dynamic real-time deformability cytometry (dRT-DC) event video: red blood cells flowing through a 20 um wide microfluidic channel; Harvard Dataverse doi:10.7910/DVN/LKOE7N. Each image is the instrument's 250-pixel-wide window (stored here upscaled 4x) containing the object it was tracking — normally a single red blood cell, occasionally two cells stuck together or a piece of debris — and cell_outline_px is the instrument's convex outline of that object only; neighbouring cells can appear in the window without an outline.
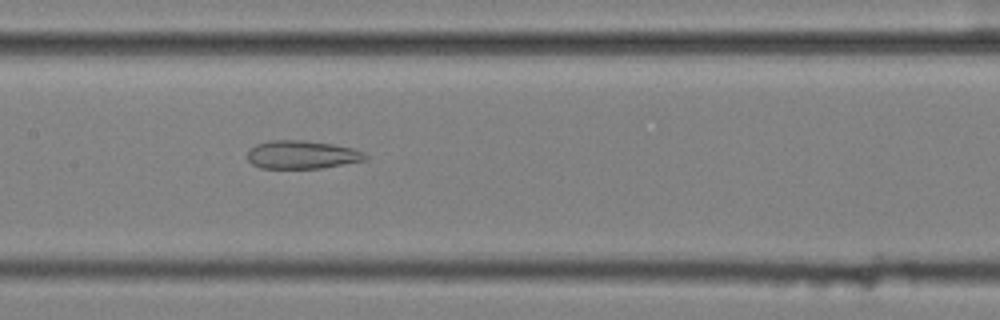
{"species": "common noctule bat (a hibernating species)", "species_latin": "Nyctalus noctula", "temperature_condition": "cold", "stored_images_in_passage": 57, "segment_of_instrument_passage": [2, 2], "camera_frame_rate_fps": 3000, "um_per_image_px": 0.085, "animal": {"sex": "female", "body_mass_g": 25.1}, "frame": {"image": 1, "passage_image": 29, "time_ms": 9.333, "image_size_px": [1000, 320], "cell_outline_px": [[368, 156], [364, 160], [320, 168], [260, 168], [252, 164], [248, 160], [248, 148], [256, 144], [268, 140], [304, 140], [332, 144], [352, 148]], "centroid_in_image_um": [25.58, 13.14], "position_along_channel_um": 181.8, "area_um2": 19.25}}
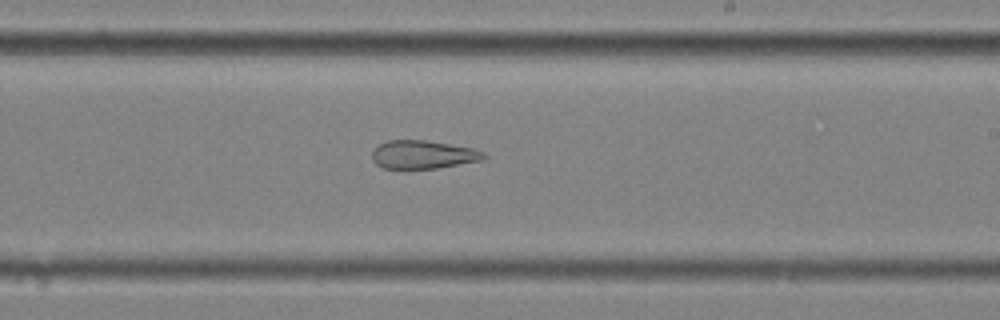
{"frame": {"image": 2, "passage_image": 35, "time_ms": 11.333, "image_size_px": [1000, 320], "cell_outline_px": [[488, 156], [484, 160], [436, 168], [384, 168], [376, 164], [372, 160], [372, 152], [380, 144], [388, 140], [424, 140], [472, 148], [484, 152]], "centroid_in_image_um": [35.98, 13.14], "position_along_channel_um": 253.0, "area_um2": 18.26}}
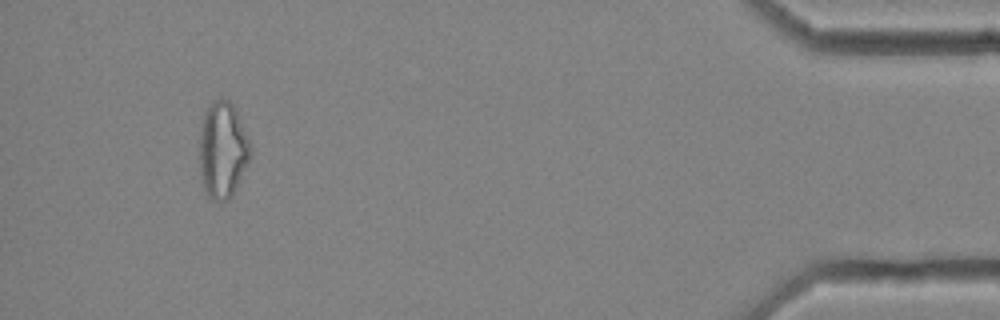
{"frame": {"image": 3, "passage_image": 54, "time_ms": 17.667, "image_size_px": [1000, 320], "cell_outline_px": [[252, 152], [236, 188], [232, 196], [228, 200], [212, 200], [208, 196], [204, 188], [200, 176], [200, 124], [204, 112], [212, 100], [220, 96], [228, 100], [236, 108], [252, 148]], "centroid_in_image_um": [18.92, 12.7], "position_along_channel_um": 416.3, "area_um2": 28.9}}